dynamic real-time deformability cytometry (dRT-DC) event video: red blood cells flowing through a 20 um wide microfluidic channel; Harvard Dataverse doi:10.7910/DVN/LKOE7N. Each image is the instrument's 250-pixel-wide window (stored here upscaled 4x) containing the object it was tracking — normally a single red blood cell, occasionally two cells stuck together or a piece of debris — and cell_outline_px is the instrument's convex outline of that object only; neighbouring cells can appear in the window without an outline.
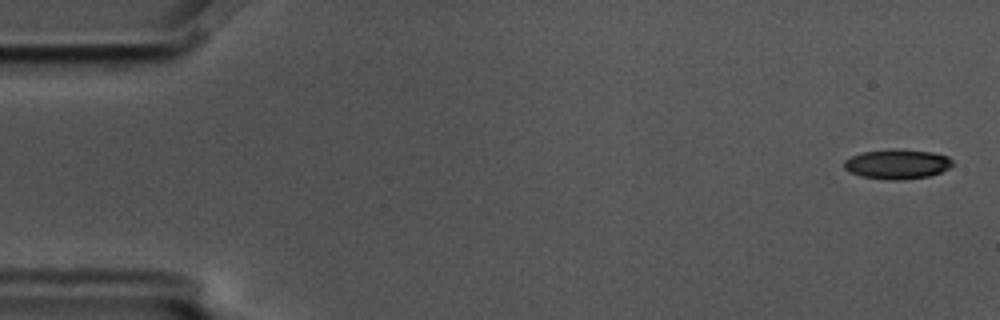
{"species": "common noctule bat (a hibernating species)", "species_latin": "Nyctalus noctula", "temperature_condition": "cold", "stored_images_in_passage": 15, "camera_frame_rate_fps": 3000, "um_per_image_px": 0.085, "animal": {"sex": "male", "body_mass_g": 17.5, "forearm_length_mm": 52.3}, "frame": {"image": 1, "passage_image": 1, "time_ms": 0.0, "image_size_px": [1000, 320], "cell_outline_px": [[956, 164], [940, 172], [928, 176], [900, 180], [888, 180], [860, 176], [844, 168], [844, 160], [860, 152], [932, 152], [948, 156]], "centroid_in_image_um": [76.28, 14.0], "position_along_channel_um": 8.7, "area_um2": 17.86}}
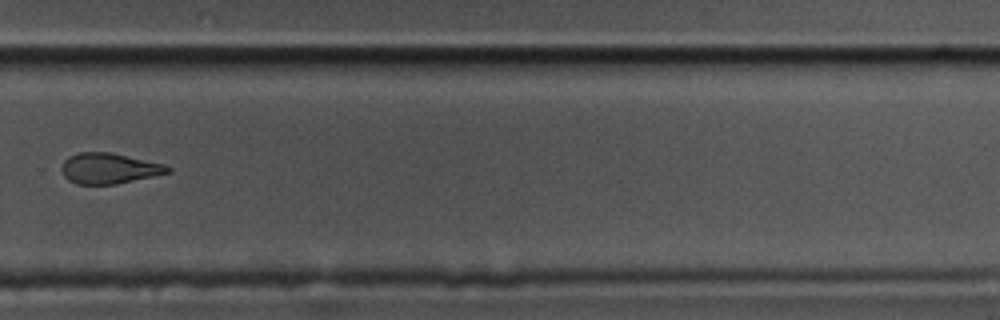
{"frame": {"image": 2, "passage_image": 11, "time_ms": 3.333, "image_size_px": [1000, 320], "cell_outline_px": [[172, 172], [116, 184], [76, 184], [68, 180], [64, 176], [60, 168], [64, 160], [68, 156], [80, 152], [108, 152], [164, 164], [172, 168]], "centroid_in_image_um": [9.25, 14.32], "position_along_channel_um": 320.6, "area_um2": 18.9}}
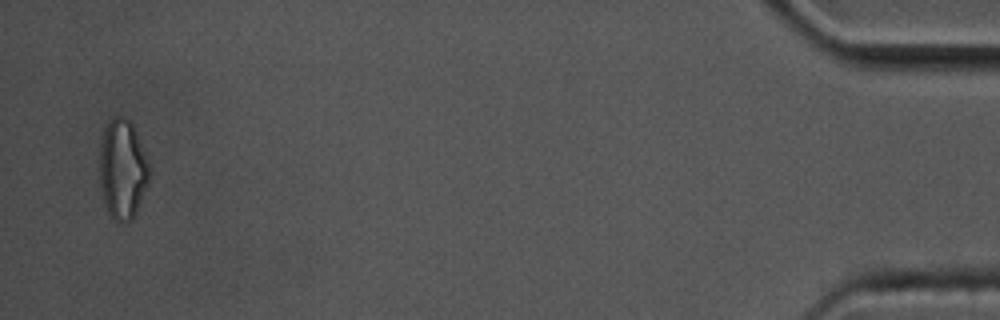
{"frame": {"image": 3, "passage_image": 15, "time_ms": 4.667, "image_size_px": [1000, 320], "cell_outline_px": [[148, 180], [136, 212], [128, 220], [120, 224], [112, 220], [108, 212], [104, 200], [100, 184], [100, 152], [104, 128], [108, 120], [112, 116], [124, 116], [132, 124], [148, 164]], "centroid_in_image_um": [10.37, 14.39], "position_along_channel_um": 424.8, "area_um2": 28.21}}